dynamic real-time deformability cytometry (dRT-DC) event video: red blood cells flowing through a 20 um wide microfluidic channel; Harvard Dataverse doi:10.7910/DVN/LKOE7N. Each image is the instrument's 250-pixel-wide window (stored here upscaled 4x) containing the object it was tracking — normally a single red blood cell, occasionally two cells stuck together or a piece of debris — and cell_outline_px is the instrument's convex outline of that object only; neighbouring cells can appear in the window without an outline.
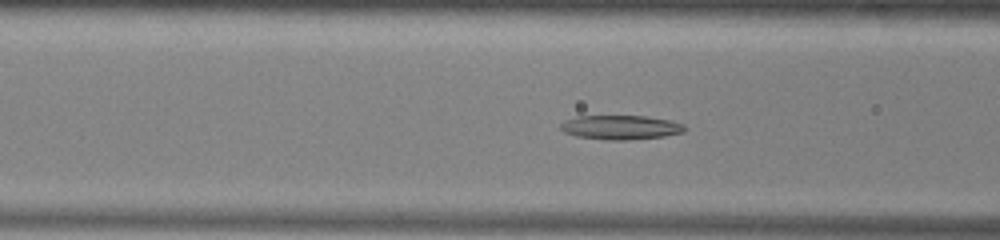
{"species": "common noctule bat (a hibernating species)", "species_latin": "Nyctalus noctula", "temperature_condition": "warm", "stored_images_in_passage": 40, "camera_frame_rate_fps": 3000, "um_per_image_px": 0.085, "animal": {"sex": "male", "body_mass_g": 13.0, "forearm_length_mm": 53.1}, "frame": {"image": 1, "passage_image": 17, "time_ms": 5.333, "image_size_px": [1000, 240], "cell_outline_px": [[684, 132], [664, 136], [624, 140], [604, 140], [576, 136], [564, 132], [560, 128], [560, 124], [564, 120], [576, 116], [648, 116], [672, 120], [684, 124]], "centroid_in_image_um": [52.74, 10.82], "position_along_channel_um": 113.9, "area_um2": 17.63}}
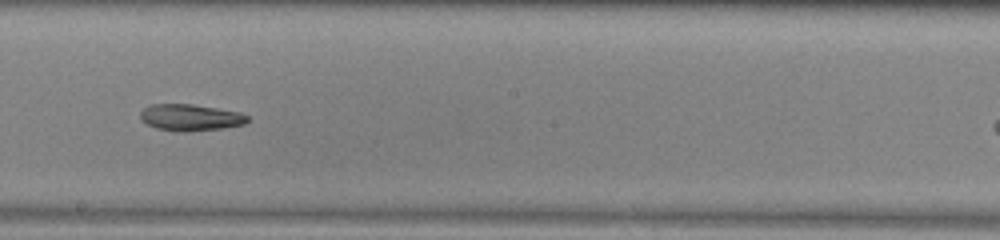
{"frame": {"image": 2, "passage_image": 26, "time_ms": 8.333, "image_size_px": [1000, 240], "cell_outline_px": [[248, 120], [244, 124], [224, 128], [188, 132], [180, 132], [156, 128], [140, 120], [140, 112], [144, 108], [152, 104], [192, 104], [240, 112], [248, 116]], "centroid_in_image_um": [16.17, 9.99], "position_along_channel_um": 232.0, "area_um2": 16.65}}
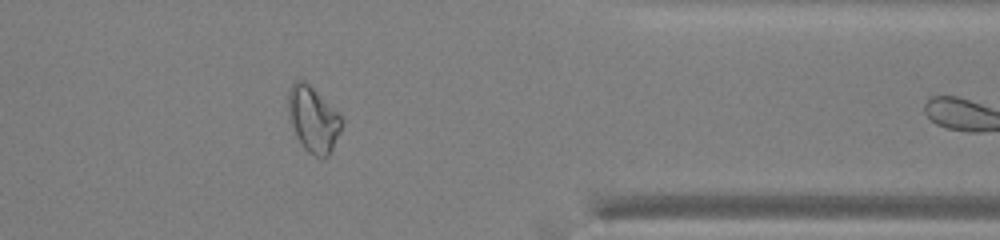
{"frame": {"image": 3, "passage_image": 39, "time_ms": 12.667, "image_size_px": [1000, 240], "cell_outline_px": [[344, 124], [328, 156], [316, 156], [308, 152], [300, 144], [288, 120], [288, 88], [296, 80], [304, 80], [340, 112], [344, 120]], "centroid_in_image_um": [26.62, 10.11], "position_along_channel_um": 384.8, "area_um2": 20.81}}